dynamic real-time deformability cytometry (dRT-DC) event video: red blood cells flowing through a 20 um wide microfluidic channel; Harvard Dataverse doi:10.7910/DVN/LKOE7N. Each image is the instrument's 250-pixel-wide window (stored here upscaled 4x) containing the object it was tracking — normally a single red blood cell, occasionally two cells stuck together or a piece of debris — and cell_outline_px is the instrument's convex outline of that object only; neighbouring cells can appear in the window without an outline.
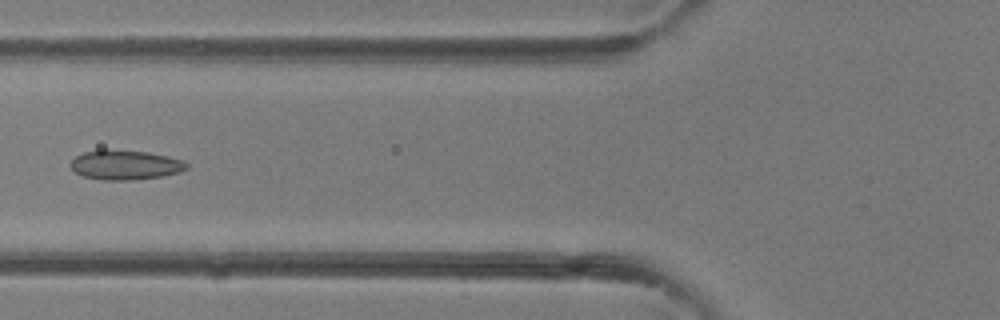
{"species": "common noctule bat (a hibernating species)", "species_latin": "Nyctalus noctula", "temperature_condition": "room temperature", "stored_images_in_passage": 31, "camera_frame_rate_fps": 3000, "um_per_image_px": 0.085, "animal": {"sex": "female"}, "frame": {"image": 1, "passage_image": 12, "time_ms": 3.667, "image_size_px": [1000, 320], "cell_outline_px": [[188, 168], [180, 172], [164, 176], [132, 180], [104, 180], [84, 176], [76, 172], [68, 164], [76, 156], [84, 152], [100, 148], [104, 148], [148, 152], [168, 156], [184, 160], [188, 164]], "centroid_in_image_um": [10.66, 14.0], "position_along_channel_um": 115.1, "area_um2": 20.35}}
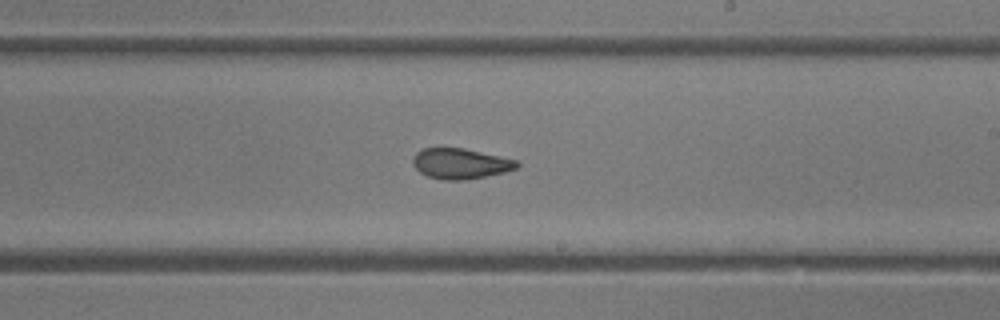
{"frame": {"image": 2, "passage_image": 20, "time_ms": 6.333, "image_size_px": [1000, 320], "cell_outline_px": [[520, 164], [516, 168], [504, 172], [468, 180], [444, 180], [428, 176], [420, 172], [412, 164], [412, 156], [416, 152], [424, 148], [464, 148], [516, 160]], "centroid_in_image_um": [39.1, 13.91], "position_along_channel_um": 249.9, "area_um2": 18.44}}
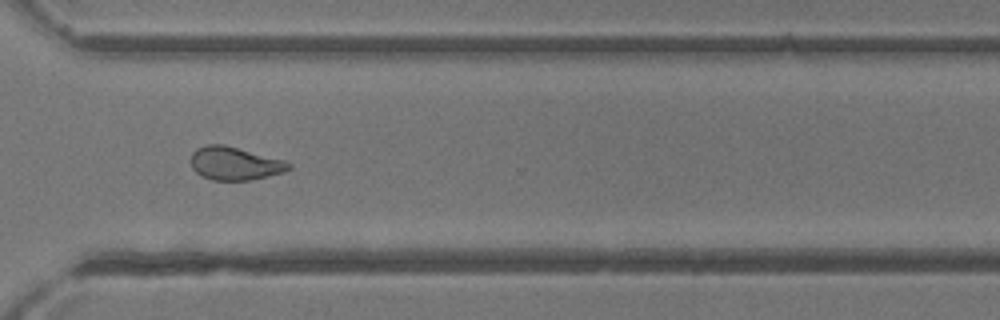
{"frame": {"image": 3, "passage_image": 26, "time_ms": 8.333, "image_size_px": [1000, 320], "cell_outline_px": [[292, 168], [284, 172], [268, 176], [248, 180], [212, 180], [196, 172], [192, 168], [192, 152], [196, 148], [208, 144], [224, 144], [284, 160], [292, 164]], "centroid_in_image_um": [19.97, 13.88], "position_along_channel_um": 350.6, "area_um2": 18.84}}